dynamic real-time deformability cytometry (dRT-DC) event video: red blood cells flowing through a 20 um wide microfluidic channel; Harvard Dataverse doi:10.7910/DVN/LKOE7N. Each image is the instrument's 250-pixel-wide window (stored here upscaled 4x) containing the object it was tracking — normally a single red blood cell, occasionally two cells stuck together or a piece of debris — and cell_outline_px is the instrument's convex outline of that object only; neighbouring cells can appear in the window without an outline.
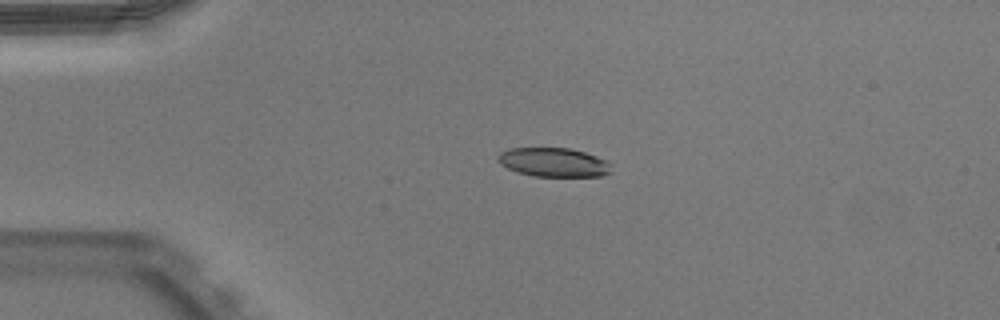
{"species": "Egyptian fruit bat (a non-hibernating species)", "species_latin": "Rousettus aegyptiacus", "temperature_condition": "warm", "stored_images_in_passage": 41, "camera_frame_rate_fps": 3000, "um_per_image_px": 0.085, "animal": {"sex": "male"}, "frame": {"image": 1, "passage_image": 2, "time_ms": 0.333, "image_size_px": [1000, 320], "cell_outline_px": [[612, 164], [608, 172], [600, 176], [532, 176], [508, 168], [500, 164], [496, 156], [500, 152], [512, 148], [568, 148], [584, 152], [608, 160]], "centroid_in_image_um": [47.05, 13.79], "position_along_channel_um": 37.9, "area_um2": 19.02}}
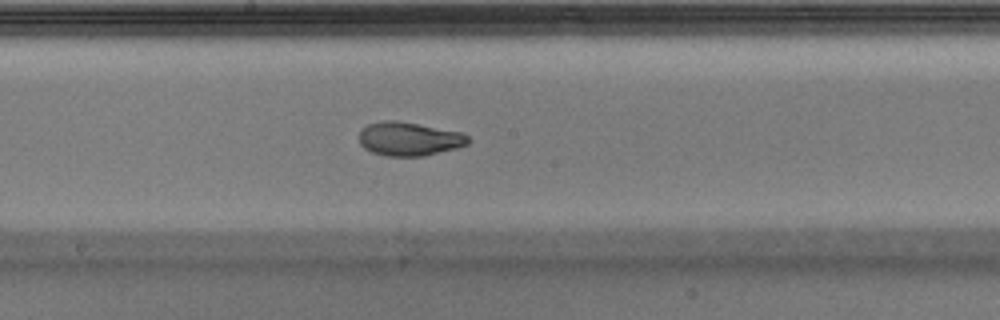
{"frame": {"image": 2, "passage_image": 18, "time_ms": 5.667, "image_size_px": [1000, 320], "cell_outline_px": [[468, 144], [456, 148], [424, 156], [384, 156], [372, 152], [364, 148], [360, 144], [360, 132], [368, 124], [384, 120], [396, 120], [464, 132], [468, 136]], "centroid_in_image_um": [34.79, 11.8], "position_along_channel_um": 213.4, "area_um2": 21.44}}
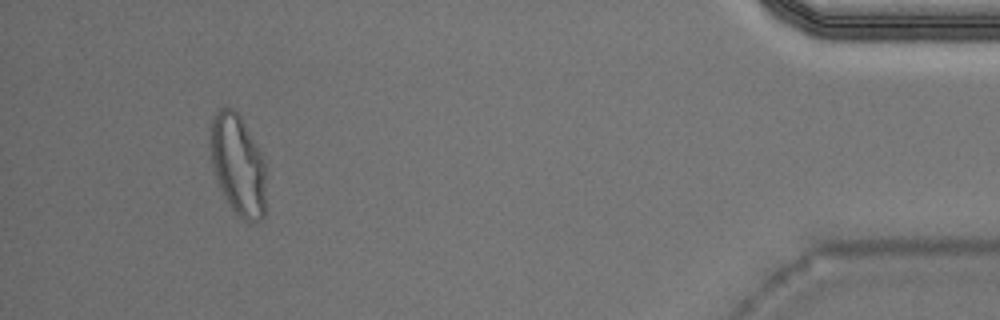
{"frame": {"image": 3, "passage_image": 38, "time_ms": 12.333, "image_size_px": [1000, 320], "cell_outline_px": [[264, 216], [260, 220], [244, 220], [232, 208], [224, 196], [220, 188], [212, 164], [212, 116], [216, 108], [232, 108], [240, 116], [256, 144], [264, 160]], "centroid_in_image_um": [20.22, 13.99], "position_along_channel_um": 415.0, "area_um2": 31.67}, "authors_computed_cell_mechanics": {"area_um2": 21.3282, "velocity_mm_per_s": 3.9575, "shape_relaxation_time_tau1_ms": 5.9553, "shape_relaxation_time_tau2_ms": 1.2554, "deformation_change_tau1": 0.1921, "deformation_change_tau2": 0.0685}}